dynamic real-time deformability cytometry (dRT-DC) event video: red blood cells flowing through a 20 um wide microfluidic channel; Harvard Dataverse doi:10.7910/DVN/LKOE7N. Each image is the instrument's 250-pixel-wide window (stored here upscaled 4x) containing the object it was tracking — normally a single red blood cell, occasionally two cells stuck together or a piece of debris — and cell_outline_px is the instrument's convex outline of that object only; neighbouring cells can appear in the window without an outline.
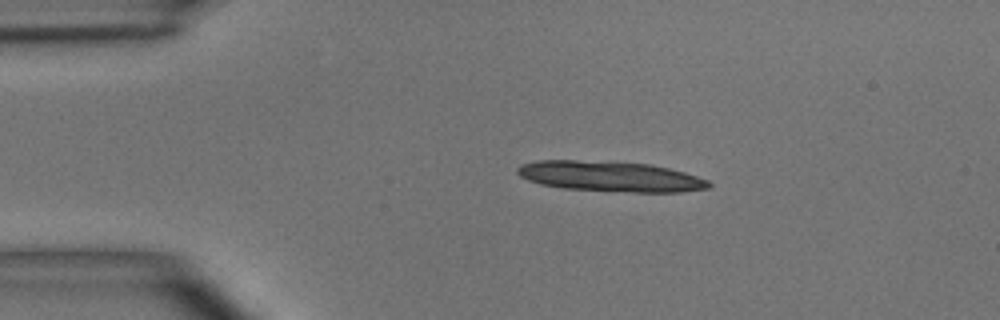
{"species": "common noctule bat (a hibernating species)", "species_latin": "Nyctalus noctula", "temperature_condition": "room temperature", "stored_images_in_passage": 4, "camera_frame_rate_fps": 3000, "um_per_image_px": 0.085, "animal": {"sex": "male", "body_mass_g": 15.6}, "frame": {"image": 1, "passage_image": 2, "time_ms": 1.0, "image_size_px": [1000, 320], "cell_outline_px": [[712, 184], [708, 188], [680, 192], [632, 192], [564, 188], [540, 184], [528, 180], [520, 176], [516, 172], [516, 168], [520, 164], [536, 160], [576, 160], [652, 164], [684, 172], [708, 180]], "centroid_in_image_um": [51.84, 14.99], "position_along_channel_um": 33.2, "area_um2": 33.76}}
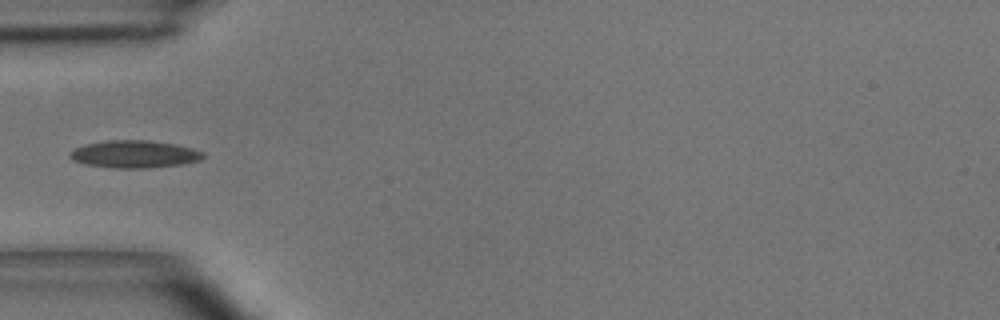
{"frame": {"image": 2, "passage_image": 4, "time_ms": 3.333, "image_size_px": [1000, 320], "cell_outline_px": [[204, 156], [200, 160], [180, 164], [148, 168], [112, 168], [88, 164], [72, 160], [68, 156], [76, 148], [88, 144], [108, 140], [148, 140], [172, 144], [192, 148], [204, 152]], "centroid_in_image_um": [11.44, 13.11], "position_along_channel_um": 73.6, "area_um2": 20.98}}